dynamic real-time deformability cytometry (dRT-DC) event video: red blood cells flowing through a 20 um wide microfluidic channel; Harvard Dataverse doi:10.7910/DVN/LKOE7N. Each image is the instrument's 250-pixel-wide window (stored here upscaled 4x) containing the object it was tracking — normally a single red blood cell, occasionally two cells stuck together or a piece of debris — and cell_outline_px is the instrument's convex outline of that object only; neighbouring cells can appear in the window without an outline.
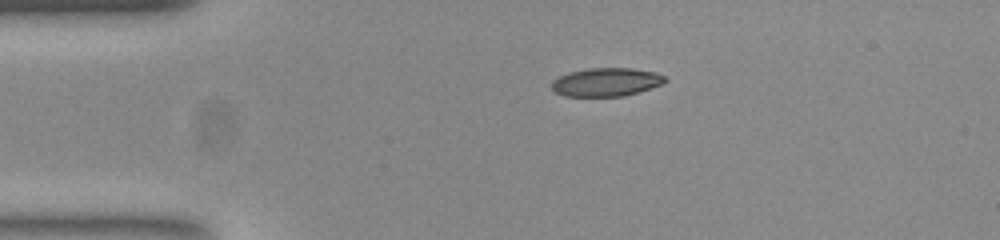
{"species": "common noctule bat (a hibernating species)", "species_latin": "Nyctalus noctula", "temperature_condition": "room temperature", "stored_images_in_passage": 44, "camera_frame_rate_fps": 3000, "um_per_image_px": 0.085, "animal": {"sex": "female", "body_mass_g": 23.0, "forearm_length_mm": 53.4}, "frame": {"image": 1, "passage_image": 1, "time_ms": 0.0, "image_size_px": [1000, 240], "cell_outline_px": [[668, 80], [660, 84], [640, 92], [624, 96], [564, 96], [556, 92], [552, 88], [552, 80], [568, 72], [588, 68], [632, 68], [656, 72], [664, 76]], "centroid_in_image_um": [51.53, 6.97], "position_along_channel_um": 33.5, "area_um2": 18.79}}
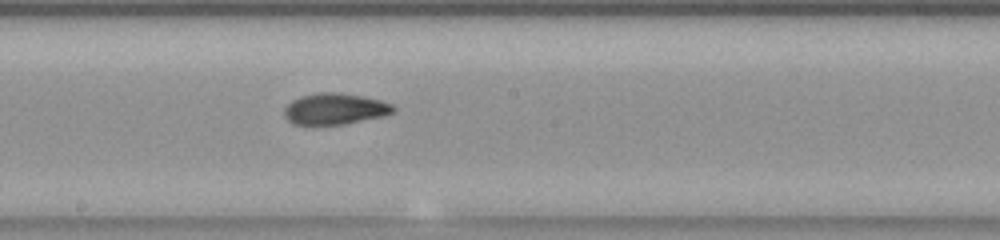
{"frame": {"image": 2, "passage_image": 19, "time_ms": 6.0, "image_size_px": [1000, 240], "cell_outline_px": [[396, 112], [384, 116], [344, 124], [292, 124], [284, 116], [284, 108], [292, 100], [300, 96], [320, 92], [340, 92], [380, 100], [392, 104], [396, 108]], "centroid_in_image_um": [28.48, 9.25], "position_along_channel_um": 219.7, "area_um2": 19.88}}
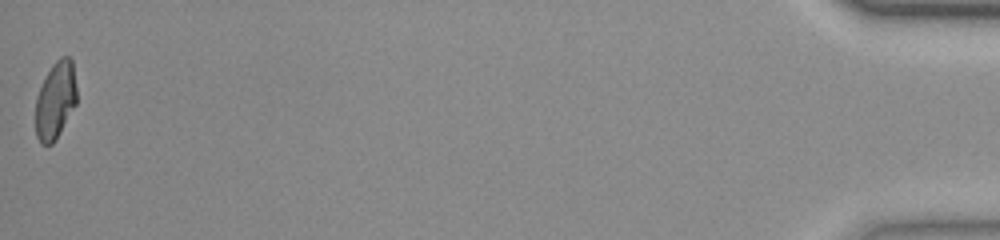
{"frame": {"image": 3, "passage_image": 44, "time_ms": 14.333, "image_size_px": [1000, 240], "cell_outline_px": [[76, 104], [56, 140], [52, 144], [40, 144], [36, 136], [36, 96], [52, 64], [60, 56], [68, 56], [72, 60], [76, 88]], "centroid_in_image_um": [4.71, 8.54], "position_along_channel_um": 430.5, "area_um2": 18.5}, "authors_computed_cell_mechanics": {"area_um2": 19.3341, "velocity_mm_per_s": 3.7623, "shape_relaxation_time_tau1_ms": 4.7593, "shape_relaxation_time_tau2_ms": 1.7463, "deformation_change_tau1": 0.1866, "deformation_change_tau2": 0.0747}}